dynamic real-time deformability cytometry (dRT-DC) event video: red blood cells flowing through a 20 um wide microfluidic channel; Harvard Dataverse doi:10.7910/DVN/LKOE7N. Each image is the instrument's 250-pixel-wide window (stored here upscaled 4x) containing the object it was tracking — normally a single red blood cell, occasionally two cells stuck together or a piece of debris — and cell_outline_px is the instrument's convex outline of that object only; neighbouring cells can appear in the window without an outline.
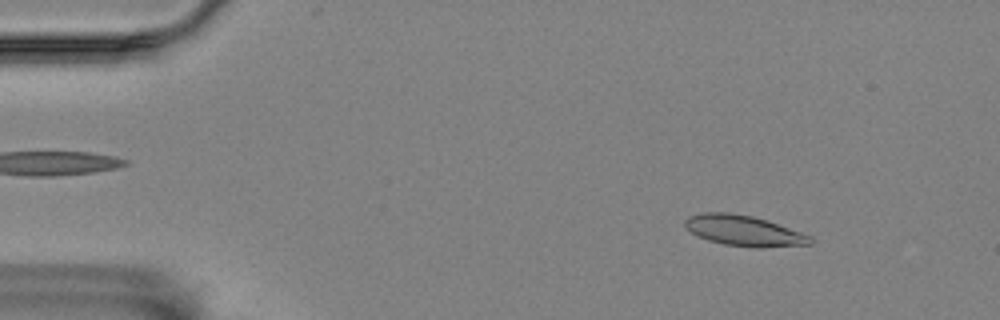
{"species": "Egyptian fruit bat (a non-hibernating species)", "species_latin": "Rousettus aegyptiacus", "temperature_condition": "room temperature", "stored_images_in_passage": 55, "camera_frame_rate_fps": 3000, "um_per_image_px": 0.085, "animal": {"sex": "female"}, "frame": {"image": 1, "passage_image": 6, "time_ms": 1.667, "image_size_px": [1000, 320], "cell_outline_px": [[812, 244], [764, 248], [752, 248], [724, 244], [708, 240], [684, 228], [684, 220], [688, 216], [700, 212], [728, 212], [752, 216], [812, 236]], "centroid_in_image_um": [63.19, 19.61], "position_along_channel_um": 21.8, "area_um2": 22.31}}
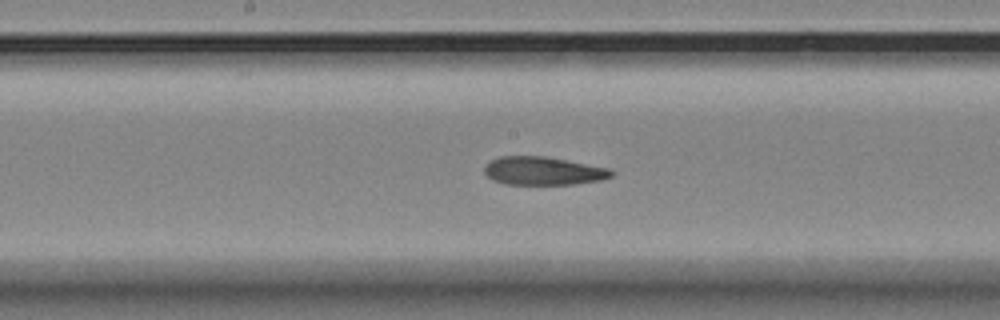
{"frame": {"image": 2, "passage_image": 28, "time_ms": 9.0, "image_size_px": [1000, 320], "cell_outline_px": [[616, 172], [612, 176], [600, 180], [572, 184], [504, 184], [492, 180], [484, 172], [484, 168], [492, 160], [500, 156], [548, 156], [612, 168]], "centroid_in_image_um": [46.23, 14.52], "position_along_channel_um": 202.0, "area_um2": 21.1}}
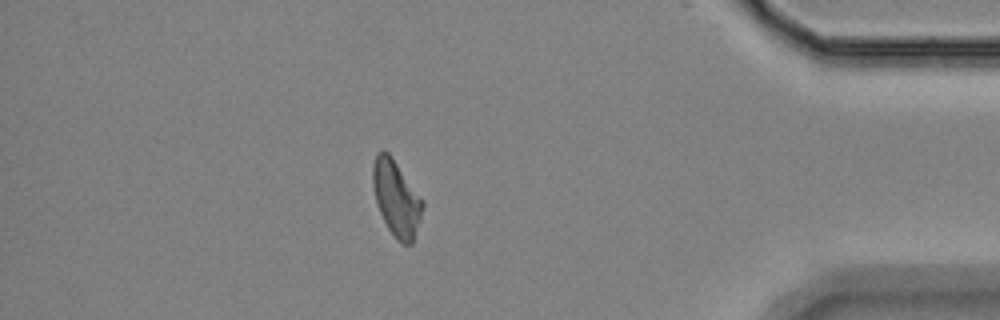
{"frame": {"image": 3, "passage_image": 48, "time_ms": 15.667, "image_size_px": [1000, 320], "cell_outline_px": [[424, 204], [420, 220], [412, 244], [404, 244], [388, 228], [380, 212], [376, 200], [372, 184], [372, 168], [376, 152], [388, 152], [392, 156], [424, 200]], "centroid_in_image_um": [33.7, 16.81], "position_along_channel_um": 401.5, "area_um2": 21.73}, "authors_computed_cell_mechanics": {"area_um2": 21.8484, "velocity_mm_per_s": 3.5412, "shape_relaxation_time_tau1_ms": null, "shape_relaxation_time_tau2_ms": 3.6771, "deformation_change_tau1": null, "deformation_change_tau2": 0.1267}}